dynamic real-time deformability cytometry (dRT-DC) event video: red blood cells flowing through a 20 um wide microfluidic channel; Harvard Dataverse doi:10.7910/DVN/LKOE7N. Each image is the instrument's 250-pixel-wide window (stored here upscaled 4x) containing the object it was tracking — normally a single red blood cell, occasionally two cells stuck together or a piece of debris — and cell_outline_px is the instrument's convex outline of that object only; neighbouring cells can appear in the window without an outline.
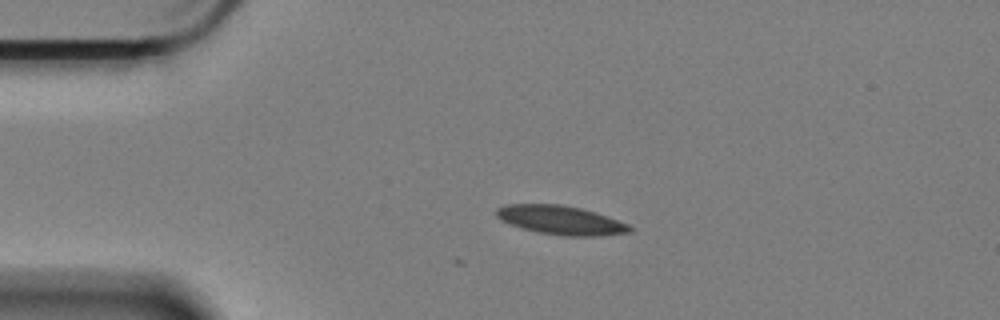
{"species": "Egyptian fruit bat (a non-hibernating species)", "species_latin": "Rousettus aegyptiacus", "temperature_condition": "cold", "stored_images_in_passage": 3, "camera_frame_rate_fps": 3000, "um_per_image_px": 0.085, "animal": {"sex": "female"}, "frame": {"image": 1, "passage_image": 1, "time_ms": 0.0, "image_size_px": [1000, 320], "cell_outline_px": [[632, 228], [628, 232], [600, 236], [564, 236], [536, 232], [508, 224], [500, 220], [496, 216], [496, 208], [508, 204], [560, 204], [580, 208], [628, 224]], "centroid_in_image_um": [47.58, 18.72], "position_along_channel_um": 37.4, "area_um2": 22.25}}